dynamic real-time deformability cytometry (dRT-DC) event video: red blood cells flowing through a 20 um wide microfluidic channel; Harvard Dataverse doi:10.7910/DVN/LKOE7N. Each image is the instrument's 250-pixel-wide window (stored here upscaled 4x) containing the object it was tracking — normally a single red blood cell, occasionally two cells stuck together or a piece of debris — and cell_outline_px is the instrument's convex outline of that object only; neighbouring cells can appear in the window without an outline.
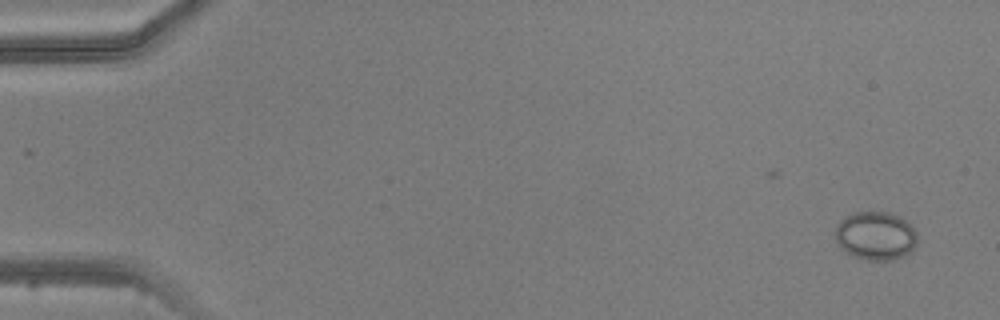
{"species": "common noctule bat (a hibernating species)", "species_latin": "Nyctalus noctula", "temperature_condition": "warm", "stored_images_in_passage": 6, "camera_frame_rate_fps": 3000, "um_per_image_px": 0.085, "animal": {"sex": "male", "body_mass_g": 20.5, "forearm_length_mm": 52.5}, "frame": {"image": 1, "passage_image": 1, "time_ms": 0.0, "image_size_px": [1000, 320], "cell_outline_px": [[916, 244], [904, 256], [892, 260], [868, 260], [852, 256], [840, 248], [836, 240], [836, 224], [844, 216], [852, 212], [888, 212], [900, 216], [916, 232]], "centroid_in_image_um": [74.38, 20.04], "position_along_channel_um": 10.6, "area_um2": 23.18}}